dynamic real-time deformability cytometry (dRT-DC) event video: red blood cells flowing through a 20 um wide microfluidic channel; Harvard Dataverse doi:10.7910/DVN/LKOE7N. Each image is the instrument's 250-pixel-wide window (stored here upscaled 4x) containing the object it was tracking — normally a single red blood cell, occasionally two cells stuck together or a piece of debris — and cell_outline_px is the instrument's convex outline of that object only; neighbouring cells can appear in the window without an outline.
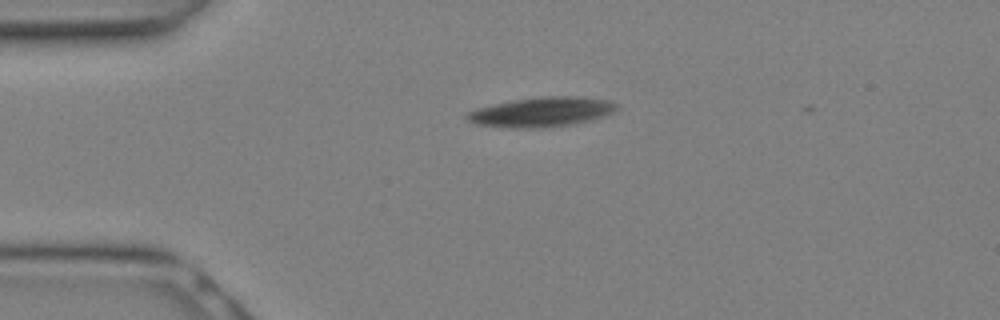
{"species": "Egyptian fruit bat (a non-hibernating species)", "species_latin": "Rousettus aegyptiacus", "temperature_condition": "warm", "stored_images_in_passage": 5, "camera_frame_rate_fps": 3000, "um_per_image_px": 0.085, "animal": {"sex": "female"}, "frame": {"image": 1, "passage_image": 1, "time_ms": 0.0, "image_size_px": [1000, 320], "cell_outline_px": [[620, 104], [612, 112], [604, 116], [572, 124], [552, 128], [508, 128], [476, 124], [468, 120], [464, 116], [468, 112], [476, 108], [512, 100], [544, 96], [580, 96], [608, 100]], "centroid_in_image_um": [46.03, 9.52], "position_along_channel_um": 39.0, "area_um2": 26.07}}
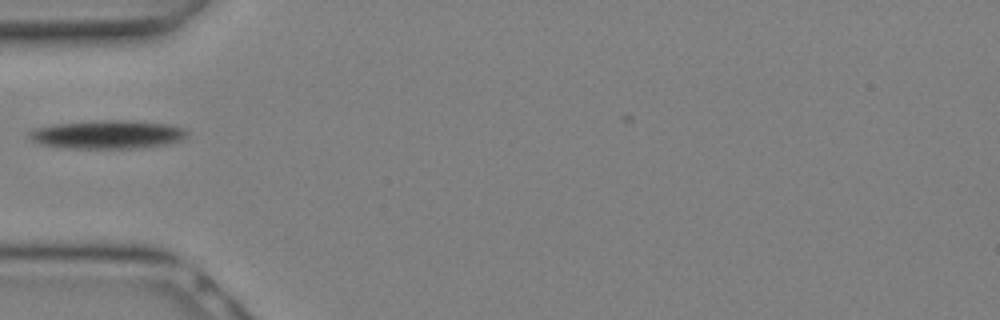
{"frame": {"image": 2, "passage_image": 4, "time_ms": 1.0, "image_size_px": [1000, 320], "cell_outline_px": [[188, 132], [180, 140], [168, 144], [132, 148], [60, 148], [36, 144], [28, 140], [28, 132], [32, 128], [52, 124], [108, 120], [120, 120], [172, 124], [184, 128]], "centroid_in_image_um": [9.03, 11.44], "position_along_channel_um": 76.0, "area_um2": 26.41}}